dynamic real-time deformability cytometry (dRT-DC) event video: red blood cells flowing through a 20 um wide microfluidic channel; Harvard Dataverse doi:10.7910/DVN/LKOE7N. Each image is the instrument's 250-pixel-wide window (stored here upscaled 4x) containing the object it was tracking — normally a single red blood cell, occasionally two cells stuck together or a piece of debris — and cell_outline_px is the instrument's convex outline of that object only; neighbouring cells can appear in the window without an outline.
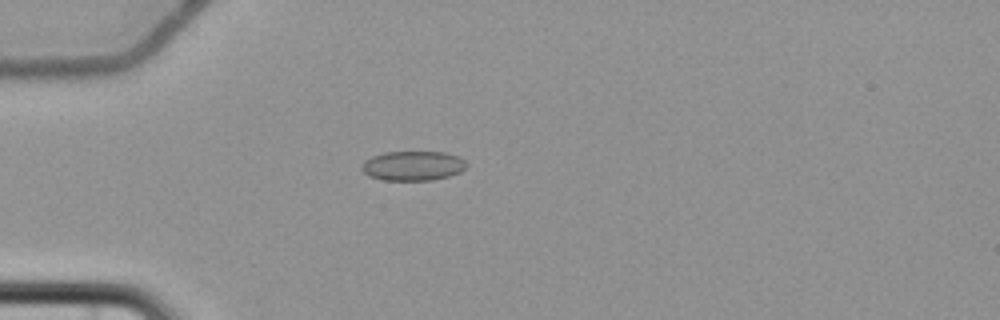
{"species": "common noctule bat (a hibernating species)", "species_latin": "Nyctalus noctula", "temperature_condition": "cold", "stored_images_in_passage": 5, "camera_frame_rate_fps": 3000, "um_per_image_px": 0.085, "animal": {"sex": "female", "body_mass_g": 22.7, "forearm_length_mm": 54.2}, "frame": {"image": 1, "passage_image": 5, "time_ms": 4.667, "image_size_px": [1000, 320], "cell_outline_px": [[468, 164], [460, 172], [448, 176], [432, 180], [384, 180], [368, 176], [360, 168], [364, 160], [372, 156], [384, 152], [444, 152], [460, 156]], "centroid_in_image_um": [35.09, 14.09], "position_along_channel_um": 49.9, "area_um2": 18.15}}